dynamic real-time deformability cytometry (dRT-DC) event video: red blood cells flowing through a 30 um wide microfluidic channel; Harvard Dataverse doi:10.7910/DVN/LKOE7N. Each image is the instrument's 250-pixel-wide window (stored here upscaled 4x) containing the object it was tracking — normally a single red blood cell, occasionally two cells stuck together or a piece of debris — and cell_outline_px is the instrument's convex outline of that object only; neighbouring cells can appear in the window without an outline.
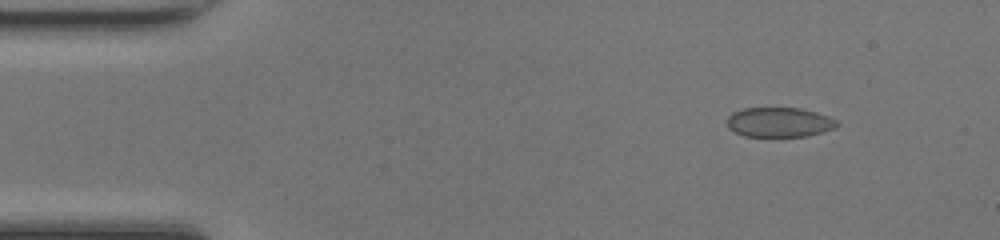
{"species": "common noctule bat (a hibernating species)", "species_latin": "Nyctalus noctula", "temperature_condition": "room temperature", "stored_images_in_passage": 17, "camera_frame_rate_fps": 3000, "um_per_image_px": 0.085, "animal": {"sex": "female", "body_mass_g": 17.0, "forearm_length_mm": 48.0}, "frame": {"image": 1, "passage_image": 1, "time_ms": 0.0, "image_size_px": [1000, 240], "cell_outline_px": [[840, 124], [836, 128], [804, 136], [744, 136], [728, 128], [728, 116], [732, 112], [744, 108], [800, 108], [816, 112], [828, 116], [836, 120]], "centroid_in_image_um": [66.24, 10.38], "position_along_channel_um": 18.8, "area_um2": 18.9}}